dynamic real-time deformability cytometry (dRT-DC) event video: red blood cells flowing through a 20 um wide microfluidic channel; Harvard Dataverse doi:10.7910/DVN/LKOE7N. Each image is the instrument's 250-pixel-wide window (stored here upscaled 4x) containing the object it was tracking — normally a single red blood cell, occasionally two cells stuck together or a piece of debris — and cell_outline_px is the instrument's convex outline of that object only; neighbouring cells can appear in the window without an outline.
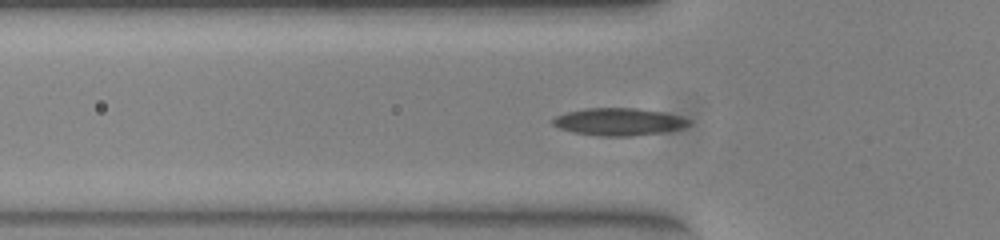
{"species": "common noctule bat (a hibernating species)", "species_latin": "Nyctalus noctula", "temperature_condition": "warm", "stored_images_in_passage": 38, "camera_frame_rate_fps": 3000, "um_per_image_px": 0.085, "animal": {"sex": "female", "body_mass_g": 23.0, "forearm_length_mm": 53.4}, "frame": {"image": 1, "passage_image": 9, "time_ms": 2.667, "image_size_px": [1000, 240], "cell_outline_px": [[688, 124], [680, 128], [660, 132], [632, 136], [600, 136], [572, 132], [560, 128], [552, 124], [552, 120], [556, 116], [568, 112], [588, 108], [636, 108], [664, 112], [680, 116], [688, 120]], "centroid_in_image_um": [52.55, 10.35], "position_along_channel_um": 73.3, "area_um2": 21.39}}
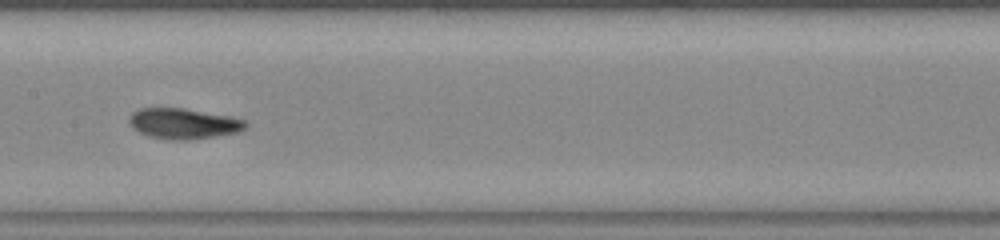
{"frame": {"image": 2, "passage_image": 18, "time_ms": 5.667, "image_size_px": [1000, 240], "cell_outline_px": [[248, 124], [244, 128], [236, 132], [188, 140], [176, 140], [148, 136], [132, 128], [128, 120], [132, 112], [140, 108], [184, 108], [228, 116], [244, 120]], "centroid_in_image_um": [15.54, 10.49], "position_along_channel_um": 191.9, "area_um2": 20.4}}
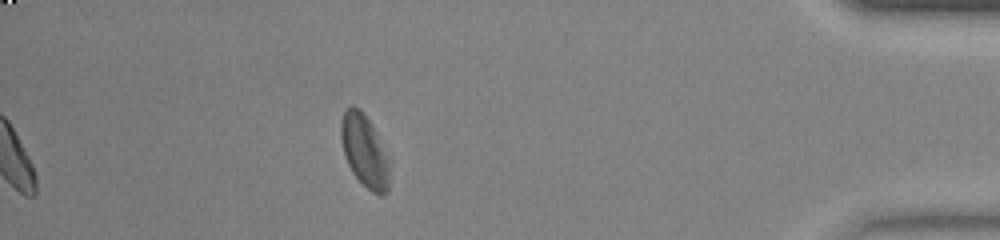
{"frame": {"image": 3, "passage_image": 38, "time_ms": 12.333, "image_size_px": [1000, 240], "cell_outline_px": [[388, 192], [384, 196], [380, 196], [372, 192], [352, 172], [344, 156], [340, 136], [340, 120], [344, 112], [352, 104], [360, 108], [372, 124], [376, 132], [388, 168]], "centroid_in_image_um": [30.92, 12.8], "position_along_channel_um": 404.3, "area_um2": 20.0}, "authors_computed_cell_mechanics": {"area_um2": 20.23, "velocity_mm_per_s": 3.9349, "shape_relaxation_time_tau1_ms": 5.0804, "shape_relaxation_time_tau2_ms": 2.5727, "deformation_change_tau1": 0.1209, "deformation_change_tau2": 0.0803}}